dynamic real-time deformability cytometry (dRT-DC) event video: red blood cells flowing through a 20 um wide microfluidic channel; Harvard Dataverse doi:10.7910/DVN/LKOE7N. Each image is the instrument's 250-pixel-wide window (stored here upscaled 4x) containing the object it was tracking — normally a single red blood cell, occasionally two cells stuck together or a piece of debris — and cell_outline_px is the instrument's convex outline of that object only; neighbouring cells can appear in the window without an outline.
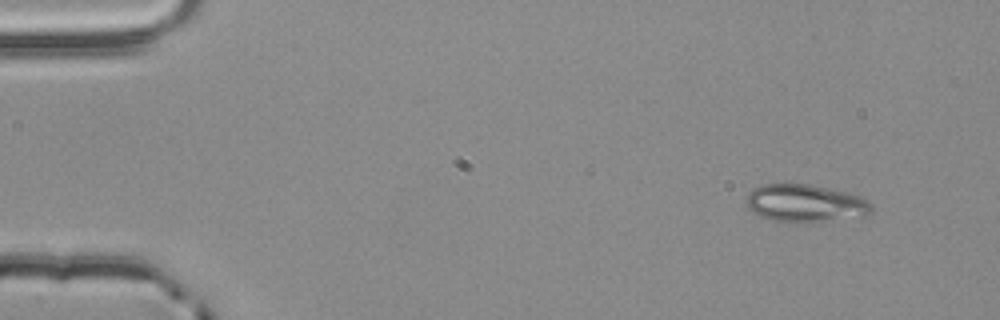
{"species": "common noctule bat (a hibernating species)", "species_latin": "Nyctalus noctula", "temperature_condition": "room temperature", "stored_images_in_passage": 4, "camera_frame_rate_fps": 3000, "um_per_image_px": 0.085, "animal": {"sex": "male", "body_mass_g": 20.4}, "frame": {"image": 1, "passage_image": 1, "time_ms": 0.0, "image_size_px": [1000, 320], "cell_outline_px": [[872, 212], [868, 216], [816, 220], [772, 220], [760, 216], [752, 212], [748, 208], [744, 200], [748, 192], [752, 188], [764, 184], [812, 184], [848, 192], [860, 196], [868, 200], [872, 204]], "centroid_in_image_um": [68.44, 17.23], "position_along_channel_um": 16.6, "area_um2": 27.17}}